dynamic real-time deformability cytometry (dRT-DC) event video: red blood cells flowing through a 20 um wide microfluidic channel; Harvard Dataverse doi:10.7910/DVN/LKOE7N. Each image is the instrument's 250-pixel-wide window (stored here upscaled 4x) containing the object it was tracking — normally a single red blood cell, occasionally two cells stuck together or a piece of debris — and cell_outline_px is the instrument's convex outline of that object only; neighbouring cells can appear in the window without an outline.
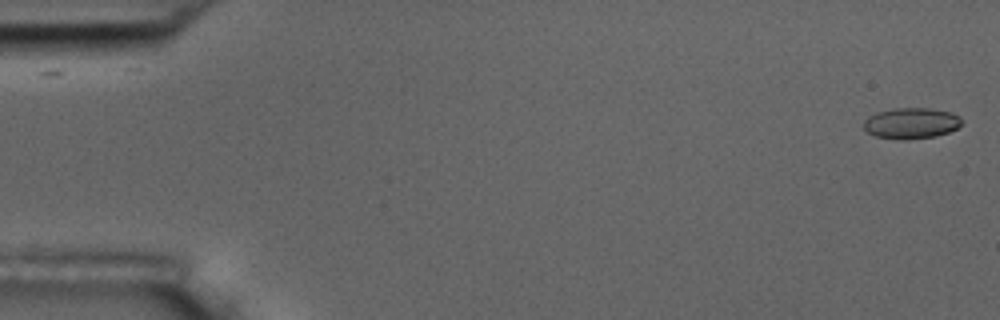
{"species": "common noctule bat (a hibernating species)", "species_latin": "Nyctalus noctula", "temperature_condition": "room temperature", "stored_images_in_passage": 8, "camera_frame_rate_fps": 3000, "um_per_image_px": 0.085, "animal": {"sex": "male", "body_mass_g": 17.5, "forearm_length_mm": 52.3}, "frame": {"image": 1, "passage_image": 1, "time_ms": 0.0, "image_size_px": [1000, 320], "cell_outline_px": [[960, 124], [956, 128], [948, 132], [936, 136], [908, 140], [896, 140], [876, 136], [868, 132], [864, 128], [864, 120], [868, 116], [876, 112], [896, 108], [928, 108], [952, 112], [960, 116]], "centroid_in_image_um": [77.43, 10.48], "position_along_channel_um": 7.6, "area_um2": 17.74}}